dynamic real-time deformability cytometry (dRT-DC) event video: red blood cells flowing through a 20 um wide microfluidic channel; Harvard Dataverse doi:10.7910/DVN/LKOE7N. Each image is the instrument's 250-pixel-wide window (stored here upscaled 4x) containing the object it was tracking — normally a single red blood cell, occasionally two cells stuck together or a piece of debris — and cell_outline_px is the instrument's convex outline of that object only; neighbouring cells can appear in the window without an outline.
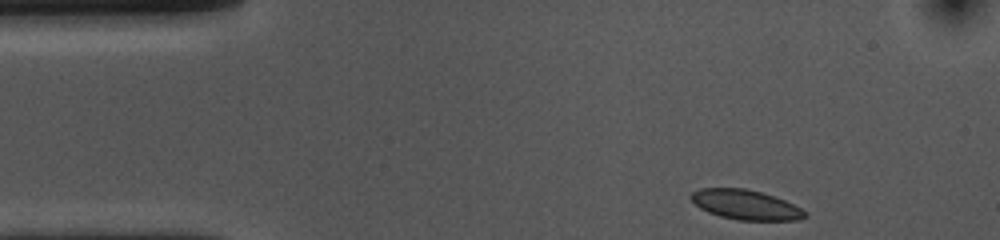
{"species": "common noctule bat (a hibernating species)", "species_latin": "Nyctalus noctula", "temperature_condition": "cold", "stored_images_in_passage": 38, "camera_frame_rate_fps": 3000, "um_per_image_px": 0.085, "animal": {"sex": "female", "body_mass_g": 10.0, "forearm_length_mm": 53.1}, "frame": {"image": 1, "passage_image": 1, "time_ms": 0.0, "image_size_px": [1000, 240], "cell_outline_px": [[808, 216], [796, 220], [736, 220], [720, 216], [708, 212], [700, 208], [688, 196], [692, 192], [700, 188], [744, 188], [760, 192], [784, 200], [808, 212]], "centroid_in_image_um": [63.36, 17.4], "position_along_channel_um": 21.6, "area_um2": 19.65}}
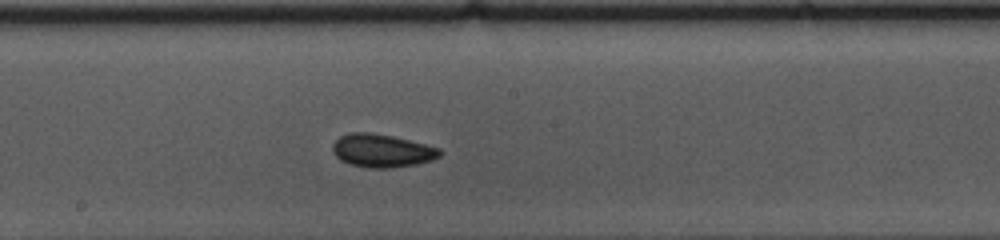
{"frame": {"image": 2, "passage_image": 22, "time_ms": 7.0, "image_size_px": [1000, 240], "cell_outline_px": [[444, 152], [440, 156], [432, 160], [416, 164], [392, 168], [368, 168], [348, 164], [340, 160], [332, 152], [332, 144], [340, 136], [348, 132], [368, 132], [392, 136], [440, 148]], "centroid_in_image_um": [32.44, 12.81], "position_along_channel_um": 215.8, "area_um2": 20.87}}
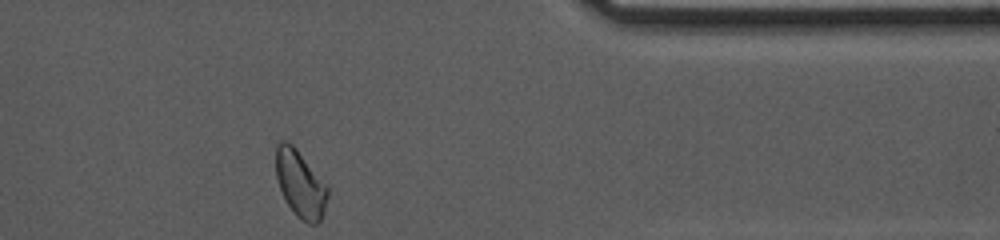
{"frame": {"image": 3, "passage_image": 38, "time_ms": 12.333, "image_size_px": [1000, 240], "cell_outline_px": [[328, 196], [324, 212], [320, 220], [316, 224], [308, 224], [300, 220], [296, 216], [288, 204], [280, 188], [276, 176], [276, 144], [280, 140], [284, 140], [292, 144], [296, 148], [328, 188]], "centroid_in_image_um": [25.51, 15.64], "position_along_channel_um": 385.9, "area_um2": 19.94}, "authors_computed_cell_mechanics": {"area_um2": 19.8543, "velocity_mm_per_s": 3.6231, "shape_relaxation_time_tau1_ms": 2.6423, "shape_relaxation_time_tau2_ms": 2.0289, "deformation_change_tau1": 0.0662, "deformation_change_tau2": 0.0561}}